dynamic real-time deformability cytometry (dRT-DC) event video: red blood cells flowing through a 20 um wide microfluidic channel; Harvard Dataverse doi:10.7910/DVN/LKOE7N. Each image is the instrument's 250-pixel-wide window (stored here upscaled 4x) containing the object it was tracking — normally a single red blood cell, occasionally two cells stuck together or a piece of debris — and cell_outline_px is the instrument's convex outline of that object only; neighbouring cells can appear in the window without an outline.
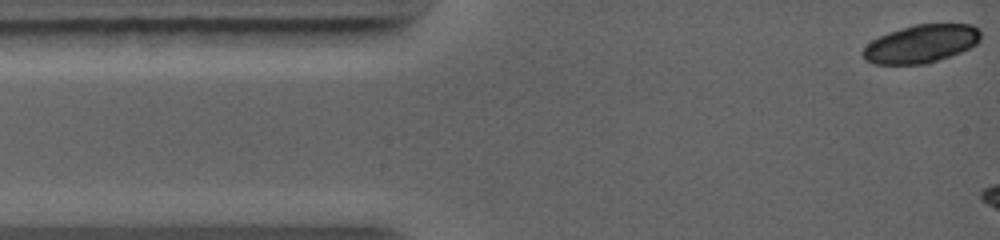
{"species": "common noctule bat (a hibernating species)", "species_latin": "Nyctalus noctula", "temperature_condition": "warm", "stored_images_in_passage": 6, "camera_frame_rate_fps": 5000, "um_per_image_px": 0.085, "animal": {"sex": "female", "body_mass_g": 19.0, "forearm_length_mm": 56.7}, "frame": {"image": 1, "passage_image": 1, "time_ms": 0.0, "image_size_px": [1000, 240], "cell_outline_px": [[980, 40], [976, 44], [960, 52], [928, 64], [872, 64], [864, 60], [860, 52], [872, 40], [888, 32], [912, 24], [972, 24], [980, 28]], "centroid_in_image_um": [78.27, 3.72], "position_along_channel_um": 6.7, "area_um2": 26.36}}